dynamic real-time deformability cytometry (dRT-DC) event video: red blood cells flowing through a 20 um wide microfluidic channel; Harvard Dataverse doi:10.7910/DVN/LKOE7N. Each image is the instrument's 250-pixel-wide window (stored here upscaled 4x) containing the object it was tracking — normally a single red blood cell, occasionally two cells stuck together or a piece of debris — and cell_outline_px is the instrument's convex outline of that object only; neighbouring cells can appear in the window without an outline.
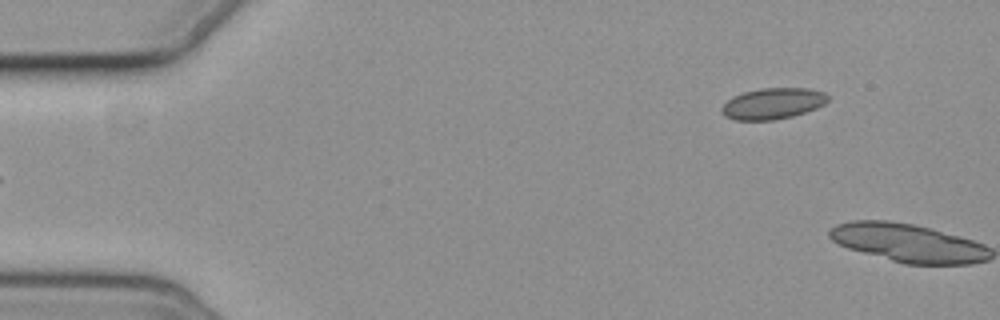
{"species": "common noctule bat (a hibernating species)", "species_latin": "Nyctalus noctula", "temperature_condition": "cold", "stored_images_in_passage": 7, "segment_of_instrument_passage": [2, 2], "camera_frame_rate_fps": 3000, "um_per_image_px": 0.085, "animal": {"sex": "female", "body_mass_g": 19.3, "forearm_length_mm": 54.1}, "frame": {"image": 1, "passage_image": 7, "time_ms": 6.667, "image_size_px": [1000, 320], "cell_outline_px": [[828, 100], [824, 104], [816, 108], [792, 116], [772, 120], [736, 120], [724, 116], [720, 108], [732, 96], [744, 92], [760, 88], [808, 88], [824, 92], [828, 96]], "centroid_in_image_um": [65.67, 8.79], "position_along_channel_um": 19.3, "area_um2": 19.19}}